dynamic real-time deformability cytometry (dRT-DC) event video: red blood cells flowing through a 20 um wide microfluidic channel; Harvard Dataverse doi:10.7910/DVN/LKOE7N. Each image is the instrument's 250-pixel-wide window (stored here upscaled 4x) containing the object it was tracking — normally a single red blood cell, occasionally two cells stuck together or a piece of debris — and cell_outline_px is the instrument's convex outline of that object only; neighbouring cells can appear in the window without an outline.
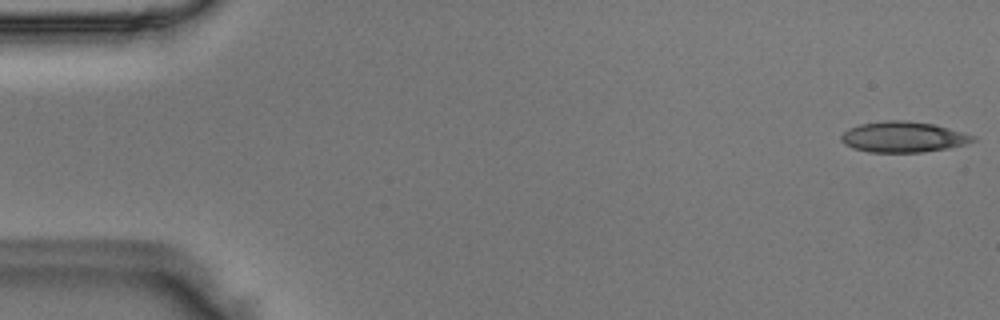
{"species": "Egyptian fruit bat (a non-hibernating species)", "species_latin": "Rousettus aegyptiacus", "temperature_condition": "room temperature", "stored_images_in_passage": 50, "camera_frame_rate_fps": 3000, "um_per_image_px": 0.085, "animal": {"sex": "male"}, "frame": {"image": 1, "passage_image": 1, "time_ms": 0.0, "image_size_px": [1000, 320], "cell_outline_px": [[976, 140], [964, 144], [948, 148], [924, 152], [868, 152], [852, 148], [844, 144], [840, 140], [840, 136], [848, 128], [860, 124], [888, 120], [904, 120], [932, 124], [964, 132], [976, 136]], "centroid_in_image_um": [76.75, 11.64], "position_along_channel_um": 8.2, "area_um2": 23.58}}
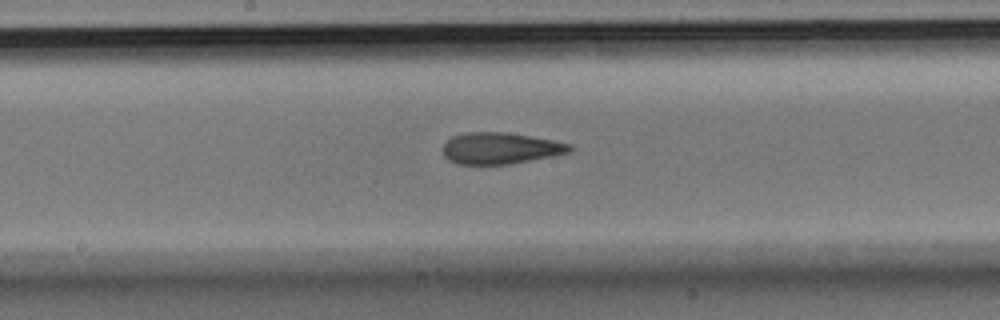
{"frame": {"image": 2, "passage_image": 26, "time_ms": 8.333, "image_size_px": [1000, 320], "cell_outline_px": [[576, 148], [568, 152], [552, 156], [508, 164], [456, 164], [448, 160], [444, 156], [444, 144], [452, 136], [468, 132], [504, 132], [552, 140], [572, 144]], "centroid_in_image_um": [42.53, 12.6], "position_along_channel_um": 205.7, "area_um2": 23.06}}
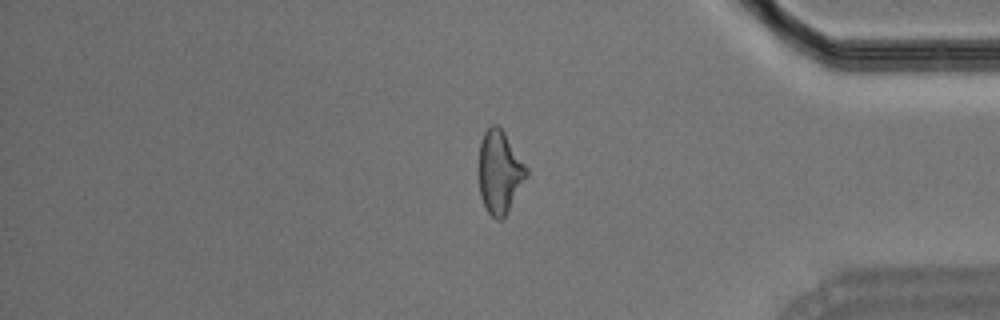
{"frame": {"image": 3, "passage_image": 42, "time_ms": 13.667, "image_size_px": [1000, 320], "cell_outline_px": [[528, 176], [508, 212], [500, 220], [496, 220], [488, 212], [480, 196], [480, 144], [484, 132], [492, 124], [496, 124], [504, 132], [528, 168]], "centroid_in_image_um": [42.5, 14.64], "position_along_channel_um": 392.7, "area_um2": 22.77}}